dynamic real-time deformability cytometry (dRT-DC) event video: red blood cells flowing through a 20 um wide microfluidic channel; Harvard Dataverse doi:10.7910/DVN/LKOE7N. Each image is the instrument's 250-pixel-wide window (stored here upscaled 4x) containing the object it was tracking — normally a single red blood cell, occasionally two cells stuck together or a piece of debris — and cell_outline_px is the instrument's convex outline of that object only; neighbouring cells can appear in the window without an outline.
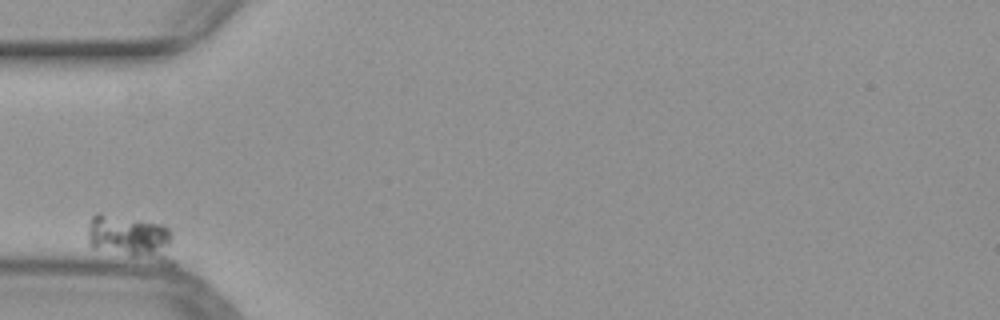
{"species": "common noctule bat (a hibernating species)", "species_latin": "Nyctalus noctula", "temperature_condition": "warm", "stored_images_in_passage": 34, "camera_frame_rate_fps": 3000, "um_per_image_px": 0.085, "animal": {"sex": "female", "body_mass_g": 29.2, "forearm_length_mm": 56.3}, "frame": {"image": 1, "passage_image": 1, "time_ms": 0.0, "image_size_px": [1000, 320], "cell_outline_px": [[176, 264], [164, 264], [92, 248], [88, 244], [88, 228], [92, 216], [96, 212], [100, 212], [164, 224], [172, 232], [176, 260]], "centroid_in_image_um": [11.21, 20.22], "position_along_channel_um": 73.8, "area_um2": 23.35}}
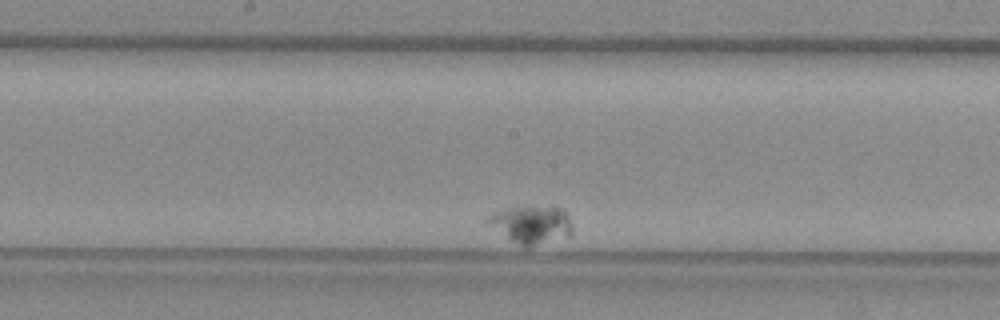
{"frame": {"image": 2, "passage_image": 16, "time_ms": 5.0, "image_size_px": [1000, 320], "cell_outline_px": [[572, 232], [568, 236], [528, 248], [524, 248], [512, 240], [484, 220], [492, 212], [508, 208], [552, 204], [564, 208], [568, 212], [572, 224]], "centroid_in_image_um": [45.24, 19.04], "position_along_channel_um": 203.0, "area_um2": 19.07}}
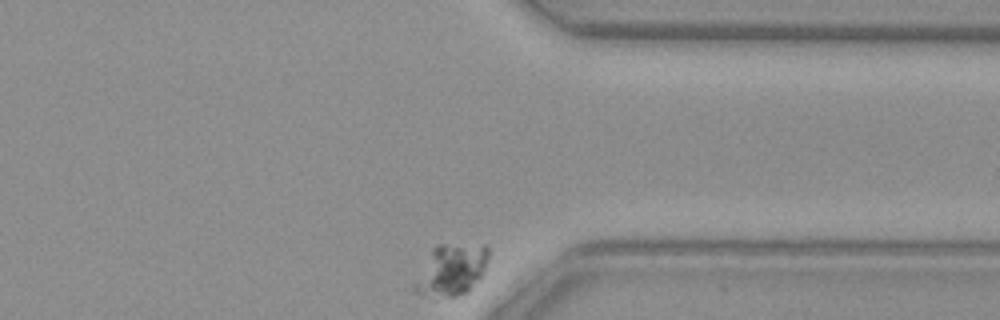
{"frame": {"image": 3, "passage_image": 34, "time_ms": 11.0, "image_size_px": [1000, 320], "cell_outline_px": [[488, 256], [484, 268], [480, 276], [468, 292], [456, 296], [420, 296], [412, 288], [412, 284], [432, 248], [440, 244], [488, 244]], "centroid_in_image_um": [38.33, 22.93], "position_along_channel_um": 373.1, "area_um2": 22.14}}